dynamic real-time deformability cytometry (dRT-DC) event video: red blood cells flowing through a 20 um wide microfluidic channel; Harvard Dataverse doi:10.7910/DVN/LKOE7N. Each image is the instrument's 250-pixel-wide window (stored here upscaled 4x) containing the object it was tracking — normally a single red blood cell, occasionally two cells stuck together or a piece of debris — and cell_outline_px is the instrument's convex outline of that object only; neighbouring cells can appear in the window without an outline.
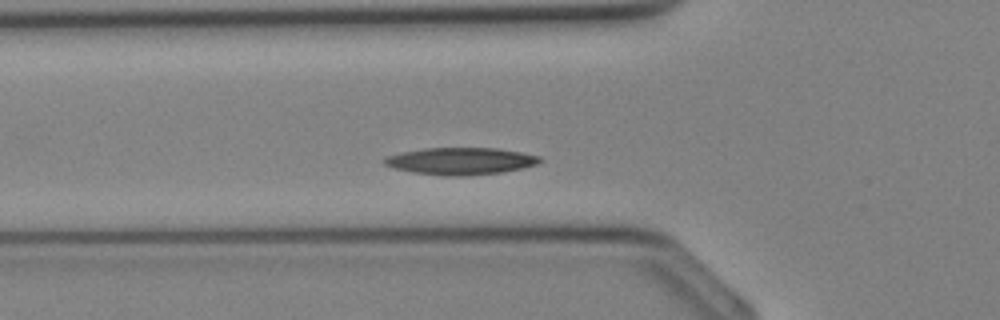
{"species": "Egyptian fruit bat (a non-hibernating species)", "species_latin": "Rousettus aegyptiacus", "temperature_condition": "cold", "stored_images_in_passage": 26, "camera_frame_rate_fps": 3000, "um_per_image_px": 0.085, "animal": {"sex": "female"}, "frame": {"image": 1, "passage_image": 7, "time_ms": 2.0, "image_size_px": [1000, 320], "cell_outline_px": [[544, 160], [536, 164], [524, 168], [500, 172], [464, 176], [444, 176], [412, 172], [396, 168], [384, 164], [380, 160], [388, 156], [400, 152], [428, 148], [496, 148], [520, 152], [540, 156]], "centroid_in_image_um": [39.15, 13.69], "position_along_channel_um": 86.6, "area_um2": 24.51}}
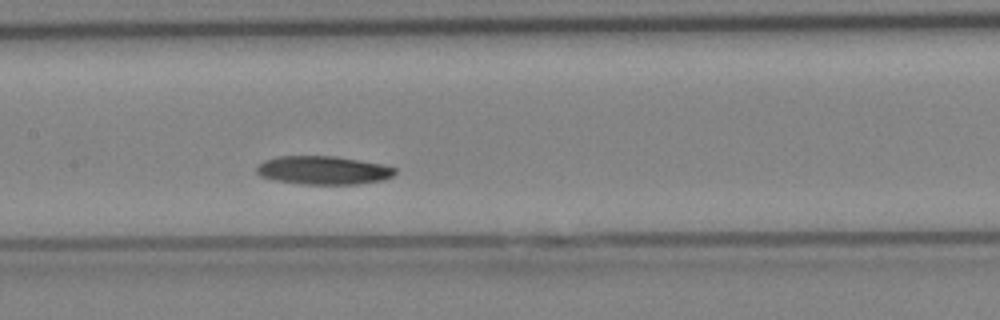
{"frame": {"image": 2, "passage_image": 12, "time_ms": 3.667, "image_size_px": [1000, 320], "cell_outline_px": [[396, 172], [392, 176], [384, 180], [356, 184], [300, 184], [276, 180], [260, 176], [256, 172], [256, 168], [264, 160], [276, 156], [336, 156], [384, 164], [396, 168]], "centroid_in_image_um": [27.49, 14.47], "position_along_channel_um": 179.9, "area_um2": 23.06}}
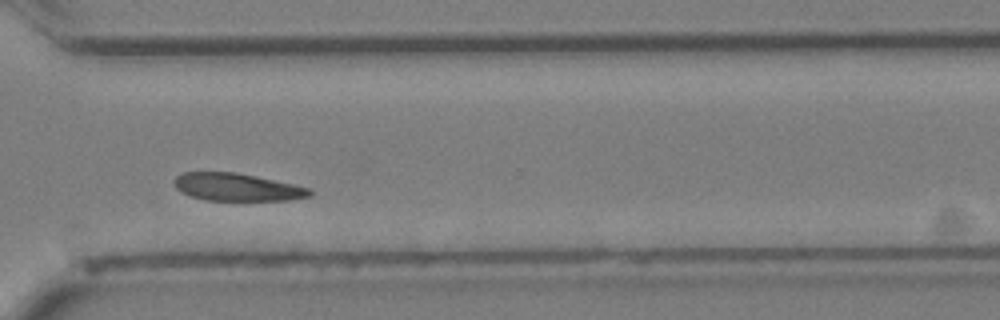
{"frame": {"image": 3, "passage_image": 21, "time_ms": 6.667, "image_size_px": [1000, 320], "cell_outline_px": [[312, 196], [288, 200], [204, 200], [180, 192], [176, 188], [176, 176], [184, 172], [236, 172], [256, 176], [312, 188]], "centroid_in_image_um": [20.19, 15.9], "position_along_channel_um": 350.4, "area_um2": 21.73}}